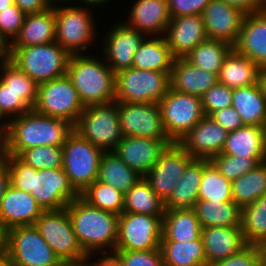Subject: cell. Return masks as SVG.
I'll use <instances>...</instances> for the list:
<instances>
[{
	"instance_id": "obj_9",
	"label": "cell",
	"mask_w": 266,
	"mask_h": 266,
	"mask_svg": "<svg viewBox=\"0 0 266 266\" xmlns=\"http://www.w3.org/2000/svg\"><path fill=\"white\" fill-rule=\"evenodd\" d=\"M84 105L67 75L38 84L33 110L39 114L65 119L75 125Z\"/></svg>"
},
{
	"instance_id": "obj_57",
	"label": "cell",
	"mask_w": 266,
	"mask_h": 266,
	"mask_svg": "<svg viewBox=\"0 0 266 266\" xmlns=\"http://www.w3.org/2000/svg\"><path fill=\"white\" fill-rule=\"evenodd\" d=\"M10 185V175L7 167L5 166L0 171V202L2 197L5 195V192Z\"/></svg>"
},
{
	"instance_id": "obj_34",
	"label": "cell",
	"mask_w": 266,
	"mask_h": 266,
	"mask_svg": "<svg viewBox=\"0 0 266 266\" xmlns=\"http://www.w3.org/2000/svg\"><path fill=\"white\" fill-rule=\"evenodd\" d=\"M193 209L202 228L241 227V208L234 202L198 200Z\"/></svg>"
},
{
	"instance_id": "obj_64",
	"label": "cell",
	"mask_w": 266,
	"mask_h": 266,
	"mask_svg": "<svg viewBox=\"0 0 266 266\" xmlns=\"http://www.w3.org/2000/svg\"><path fill=\"white\" fill-rule=\"evenodd\" d=\"M56 266H82V263H76V262H72V261H61Z\"/></svg>"
},
{
	"instance_id": "obj_58",
	"label": "cell",
	"mask_w": 266,
	"mask_h": 266,
	"mask_svg": "<svg viewBox=\"0 0 266 266\" xmlns=\"http://www.w3.org/2000/svg\"><path fill=\"white\" fill-rule=\"evenodd\" d=\"M4 118H7V116L3 113V111L0 109V120H3ZM7 122L0 123V140H2L5 135L7 134L8 127H9V119L6 120Z\"/></svg>"
},
{
	"instance_id": "obj_25",
	"label": "cell",
	"mask_w": 266,
	"mask_h": 266,
	"mask_svg": "<svg viewBox=\"0 0 266 266\" xmlns=\"http://www.w3.org/2000/svg\"><path fill=\"white\" fill-rule=\"evenodd\" d=\"M129 16L124 23L145 36H162L163 32L165 35L171 20L167 0H137Z\"/></svg>"
},
{
	"instance_id": "obj_7",
	"label": "cell",
	"mask_w": 266,
	"mask_h": 266,
	"mask_svg": "<svg viewBox=\"0 0 266 266\" xmlns=\"http://www.w3.org/2000/svg\"><path fill=\"white\" fill-rule=\"evenodd\" d=\"M5 258L14 266H56L61 262L34 225L6 230Z\"/></svg>"
},
{
	"instance_id": "obj_5",
	"label": "cell",
	"mask_w": 266,
	"mask_h": 266,
	"mask_svg": "<svg viewBox=\"0 0 266 266\" xmlns=\"http://www.w3.org/2000/svg\"><path fill=\"white\" fill-rule=\"evenodd\" d=\"M74 131L103 151H113L123 138L118 102L86 106L74 125Z\"/></svg>"
},
{
	"instance_id": "obj_38",
	"label": "cell",
	"mask_w": 266,
	"mask_h": 266,
	"mask_svg": "<svg viewBox=\"0 0 266 266\" xmlns=\"http://www.w3.org/2000/svg\"><path fill=\"white\" fill-rule=\"evenodd\" d=\"M241 229L248 245L266 247V194L241 208Z\"/></svg>"
},
{
	"instance_id": "obj_66",
	"label": "cell",
	"mask_w": 266,
	"mask_h": 266,
	"mask_svg": "<svg viewBox=\"0 0 266 266\" xmlns=\"http://www.w3.org/2000/svg\"><path fill=\"white\" fill-rule=\"evenodd\" d=\"M57 1H58V2H59V1L61 2V1H62L63 3H64V2H65V3H66V2L68 3V1L70 2V1H72V0H56V3H57ZM54 2H55V0H46V3L49 5V7H54V5H53ZM51 3H52V4H51Z\"/></svg>"
},
{
	"instance_id": "obj_52",
	"label": "cell",
	"mask_w": 266,
	"mask_h": 266,
	"mask_svg": "<svg viewBox=\"0 0 266 266\" xmlns=\"http://www.w3.org/2000/svg\"><path fill=\"white\" fill-rule=\"evenodd\" d=\"M211 0H167L171 18L186 15H202Z\"/></svg>"
},
{
	"instance_id": "obj_13",
	"label": "cell",
	"mask_w": 266,
	"mask_h": 266,
	"mask_svg": "<svg viewBox=\"0 0 266 266\" xmlns=\"http://www.w3.org/2000/svg\"><path fill=\"white\" fill-rule=\"evenodd\" d=\"M163 217L123 212L118 217L115 251H145L160 248Z\"/></svg>"
},
{
	"instance_id": "obj_20",
	"label": "cell",
	"mask_w": 266,
	"mask_h": 266,
	"mask_svg": "<svg viewBox=\"0 0 266 266\" xmlns=\"http://www.w3.org/2000/svg\"><path fill=\"white\" fill-rule=\"evenodd\" d=\"M103 53L106 63L116 74L117 72L133 67V56L143 42L144 35L138 30L127 26L124 21L117 23L107 33Z\"/></svg>"
},
{
	"instance_id": "obj_41",
	"label": "cell",
	"mask_w": 266,
	"mask_h": 266,
	"mask_svg": "<svg viewBox=\"0 0 266 266\" xmlns=\"http://www.w3.org/2000/svg\"><path fill=\"white\" fill-rule=\"evenodd\" d=\"M199 200L233 202L232 181L221 175L214 164L207 159H203Z\"/></svg>"
},
{
	"instance_id": "obj_65",
	"label": "cell",
	"mask_w": 266,
	"mask_h": 266,
	"mask_svg": "<svg viewBox=\"0 0 266 266\" xmlns=\"http://www.w3.org/2000/svg\"><path fill=\"white\" fill-rule=\"evenodd\" d=\"M6 57H7L6 47L0 41V61L3 60V59H5Z\"/></svg>"
},
{
	"instance_id": "obj_30",
	"label": "cell",
	"mask_w": 266,
	"mask_h": 266,
	"mask_svg": "<svg viewBox=\"0 0 266 266\" xmlns=\"http://www.w3.org/2000/svg\"><path fill=\"white\" fill-rule=\"evenodd\" d=\"M203 159H193L185 168L171 195L164 201L165 210L191 209L199 200Z\"/></svg>"
},
{
	"instance_id": "obj_47",
	"label": "cell",
	"mask_w": 266,
	"mask_h": 266,
	"mask_svg": "<svg viewBox=\"0 0 266 266\" xmlns=\"http://www.w3.org/2000/svg\"><path fill=\"white\" fill-rule=\"evenodd\" d=\"M25 16L15 4L0 11V41L5 47L18 35Z\"/></svg>"
},
{
	"instance_id": "obj_51",
	"label": "cell",
	"mask_w": 266,
	"mask_h": 266,
	"mask_svg": "<svg viewBox=\"0 0 266 266\" xmlns=\"http://www.w3.org/2000/svg\"><path fill=\"white\" fill-rule=\"evenodd\" d=\"M262 248L259 246L247 245L240 252L218 261L212 266H261Z\"/></svg>"
},
{
	"instance_id": "obj_55",
	"label": "cell",
	"mask_w": 266,
	"mask_h": 266,
	"mask_svg": "<svg viewBox=\"0 0 266 266\" xmlns=\"http://www.w3.org/2000/svg\"><path fill=\"white\" fill-rule=\"evenodd\" d=\"M14 3L25 15L43 12L50 8L46 0H14Z\"/></svg>"
},
{
	"instance_id": "obj_45",
	"label": "cell",
	"mask_w": 266,
	"mask_h": 266,
	"mask_svg": "<svg viewBox=\"0 0 266 266\" xmlns=\"http://www.w3.org/2000/svg\"><path fill=\"white\" fill-rule=\"evenodd\" d=\"M226 179L233 181L247 174L266 157H240L220 153L210 160Z\"/></svg>"
},
{
	"instance_id": "obj_15",
	"label": "cell",
	"mask_w": 266,
	"mask_h": 266,
	"mask_svg": "<svg viewBox=\"0 0 266 266\" xmlns=\"http://www.w3.org/2000/svg\"><path fill=\"white\" fill-rule=\"evenodd\" d=\"M30 194L44 211L64 209L80 196L63 168L37 170Z\"/></svg>"
},
{
	"instance_id": "obj_68",
	"label": "cell",
	"mask_w": 266,
	"mask_h": 266,
	"mask_svg": "<svg viewBox=\"0 0 266 266\" xmlns=\"http://www.w3.org/2000/svg\"><path fill=\"white\" fill-rule=\"evenodd\" d=\"M0 266H14L8 259H3L0 261Z\"/></svg>"
},
{
	"instance_id": "obj_36",
	"label": "cell",
	"mask_w": 266,
	"mask_h": 266,
	"mask_svg": "<svg viewBox=\"0 0 266 266\" xmlns=\"http://www.w3.org/2000/svg\"><path fill=\"white\" fill-rule=\"evenodd\" d=\"M160 250L165 266H206L201 237L187 242L161 241Z\"/></svg>"
},
{
	"instance_id": "obj_16",
	"label": "cell",
	"mask_w": 266,
	"mask_h": 266,
	"mask_svg": "<svg viewBox=\"0 0 266 266\" xmlns=\"http://www.w3.org/2000/svg\"><path fill=\"white\" fill-rule=\"evenodd\" d=\"M193 158L176 142L168 145L154 167L144 176L151 189L165 201Z\"/></svg>"
},
{
	"instance_id": "obj_43",
	"label": "cell",
	"mask_w": 266,
	"mask_h": 266,
	"mask_svg": "<svg viewBox=\"0 0 266 266\" xmlns=\"http://www.w3.org/2000/svg\"><path fill=\"white\" fill-rule=\"evenodd\" d=\"M80 197L89 205L120 215L123 213L125 194L98 180L89 185Z\"/></svg>"
},
{
	"instance_id": "obj_63",
	"label": "cell",
	"mask_w": 266,
	"mask_h": 266,
	"mask_svg": "<svg viewBox=\"0 0 266 266\" xmlns=\"http://www.w3.org/2000/svg\"><path fill=\"white\" fill-rule=\"evenodd\" d=\"M14 0H0V11L14 5Z\"/></svg>"
},
{
	"instance_id": "obj_23",
	"label": "cell",
	"mask_w": 266,
	"mask_h": 266,
	"mask_svg": "<svg viewBox=\"0 0 266 266\" xmlns=\"http://www.w3.org/2000/svg\"><path fill=\"white\" fill-rule=\"evenodd\" d=\"M233 48L260 69L266 67V10L245 15Z\"/></svg>"
},
{
	"instance_id": "obj_44",
	"label": "cell",
	"mask_w": 266,
	"mask_h": 266,
	"mask_svg": "<svg viewBox=\"0 0 266 266\" xmlns=\"http://www.w3.org/2000/svg\"><path fill=\"white\" fill-rule=\"evenodd\" d=\"M26 165L36 170L58 169L63 167L62 146H37L23 150L17 156Z\"/></svg>"
},
{
	"instance_id": "obj_18",
	"label": "cell",
	"mask_w": 266,
	"mask_h": 266,
	"mask_svg": "<svg viewBox=\"0 0 266 266\" xmlns=\"http://www.w3.org/2000/svg\"><path fill=\"white\" fill-rule=\"evenodd\" d=\"M247 13L221 0H211L204 8L202 18L208 39L237 42Z\"/></svg>"
},
{
	"instance_id": "obj_12",
	"label": "cell",
	"mask_w": 266,
	"mask_h": 266,
	"mask_svg": "<svg viewBox=\"0 0 266 266\" xmlns=\"http://www.w3.org/2000/svg\"><path fill=\"white\" fill-rule=\"evenodd\" d=\"M53 8L56 22L55 42L70 55L81 54L80 51H85L95 40L93 37H96L91 12L87 8L74 5Z\"/></svg>"
},
{
	"instance_id": "obj_24",
	"label": "cell",
	"mask_w": 266,
	"mask_h": 266,
	"mask_svg": "<svg viewBox=\"0 0 266 266\" xmlns=\"http://www.w3.org/2000/svg\"><path fill=\"white\" fill-rule=\"evenodd\" d=\"M206 266H212L243 250L248 244L241 227L214 226L201 229Z\"/></svg>"
},
{
	"instance_id": "obj_50",
	"label": "cell",
	"mask_w": 266,
	"mask_h": 266,
	"mask_svg": "<svg viewBox=\"0 0 266 266\" xmlns=\"http://www.w3.org/2000/svg\"><path fill=\"white\" fill-rule=\"evenodd\" d=\"M0 109L10 118L26 113L32 108L21 98L0 81ZM14 114V115H13ZM13 116V117H12Z\"/></svg>"
},
{
	"instance_id": "obj_19",
	"label": "cell",
	"mask_w": 266,
	"mask_h": 266,
	"mask_svg": "<svg viewBox=\"0 0 266 266\" xmlns=\"http://www.w3.org/2000/svg\"><path fill=\"white\" fill-rule=\"evenodd\" d=\"M228 133L210 116H204L178 144L193 159L211 160L221 153Z\"/></svg>"
},
{
	"instance_id": "obj_26",
	"label": "cell",
	"mask_w": 266,
	"mask_h": 266,
	"mask_svg": "<svg viewBox=\"0 0 266 266\" xmlns=\"http://www.w3.org/2000/svg\"><path fill=\"white\" fill-rule=\"evenodd\" d=\"M217 74L196 67L185 58H175L169 75L170 89L202 98L218 83Z\"/></svg>"
},
{
	"instance_id": "obj_46",
	"label": "cell",
	"mask_w": 266,
	"mask_h": 266,
	"mask_svg": "<svg viewBox=\"0 0 266 266\" xmlns=\"http://www.w3.org/2000/svg\"><path fill=\"white\" fill-rule=\"evenodd\" d=\"M6 167L10 175V185L24 192H32L33 174L37 170L26 165L17 156L8 155Z\"/></svg>"
},
{
	"instance_id": "obj_56",
	"label": "cell",
	"mask_w": 266,
	"mask_h": 266,
	"mask_svg": "<svg viewBox=\"0 0 266 266\" xmlns=\"http://www.w3.org/2000/svg\"><path fill=\"white\" fill-rule=\"evenodd\" d=\"M89 258L91 257H88L83 261L82 266H124L113 254L112 255L107 254L106 256H103L101 259L99 258L98 261H96V263L94 264L88 263Z\"/></svg>"
},
{
	"instance_id": "obj_49",
	"label": "cell",
	"mask_w": 266,
	"mask_h": 266,
	"mask_svg": "<svg viewBox=\"0 0 266 266\" xmlns=\"http://www.w3.org/2000/svg\"><path fill=\"white\" fill-rule=\"evenodd\" d=\"M113 255L124 266H165L161 250L114 251Z\"/></svg>"
},
{
	"instance_id": "obj_10",
	"label": "cell",
	"mask_w": 266,
	"mask_h": 266,
	"mask_svg": "<svg viewBox=\"0 0 266 266\" xmlns=\"http://www.w3.org/2000/svg\"><path fill=\"white\" fill-rule=\"evenodd\" d=\"M34 226L61 261L83 263L88 258L76 239L66 208L44 211Z\"/></svg>"
},
{
	"instance_id": "obj_32",
	"label": "cell",
	"mask_w": 266,
	"mask_h": 266,
	"mask_svg": "<svg viewBox=\"0 0 266 266\" xmlns=\"http://www.w3.org/2000/svg\"><path fill=\"white\" fill-rule=\"evenodd\" d=\"M259 72L251 59L233 48L218 71V82L230 88L252 86L259 83Z\"/></svg>"
},
{
	"instance_id": "obj_28",
	"label": "cell",
	"mask_w": 266,
	"mask_h": 266,
	"mask_svg": "<svg viewBox=\"0 0 266 266\" xmlns=\"http://www.w3.org/2000/svg\"><path fill=\"white\" fill-rule=\"evenodd\" d=\"M221 153L240 157H266V127L243 125L230 131Z\"/></svg>"
},
{
	"instance_id": "obj_6",
	"label": "cell",
	"mask_w": 266,
	"mask_h": 266,
	"mask_svg": "<svg viewBox=\"0 0 266 266\" xmlns=\"http://www.w3.org/2000/svg\"><path fill=\"white\" fill-rule=\"evenodd\" d=\"M170 73L129 68L115 74V101L158 103L170 88Z\"/></svg>"
},
{
	"instance_id": "obj_31",
	"label": "cell",
	"mask_w": 266,
	"mask_h": 266,
	"mask_svg": "<svg viewBox=\"0 0 266 266\" xmlns=\"http://www.w3.org/2000/svg\"><path fill=\"white\" fill-rule=\"evenodd\" d=\"M201 225L195 210H165L161 241L187 242L201 237Z\"/></svg>"
},
{
	"instance_id": "obj_54",
	"label": "cell",
	"mask_w": 266,
	"mask_h": 266,
	"mask_svg": "<svg viewBox=\"0 0 266 266\" xmlns=\"http://www.w3.org/2000/svg\"><path fill=\"white\" fill-rule=\"evenodd\" d=\"M225 3L238 7L246 13L266 10V0H221Z\"/></svg>"
},
{
	"instance_id": "obj_62",
	"label": "cell",
	"mask_w": 266,
	"mask_h": 266,
	"mask_svg": "<svg viewBox=\"0 0 266 266\" xmlns=\"http://www.w3.org/2000/svg\"><path fill=\"white\" fill-rule=\"evenodd\" d=\"M78 1H80L81 2V4L82 3H84V5H85V3L87 4V7L89 6V5H94L93 7H95V5L97 6V5H103L104 3H107V1H109V0H78Z\"/></svg>"
},
{
	"instance_id": "obj_2",
	"label": "cell",
	"mask_w": 266,
	"mask_h": 266,
	"mask_svg": "<svg viewBox=\"0 0 266 266\" xmlns=\"http://www.w3.org/2000/svg\"><path fill=\"white\" fill-rule=\"evenodd\" d=\"M65 208L76 239L88 257L94 253L93 256H97V253L104 256L107 253L108 255L114 253L118 236L119 215L93 207L80 196L71 201ZM106 247L110 250L109 252L104 250Z\"/></svg>"
},
{
	"instance_id": "obj_3",
	"label": "cell",
	"mask_w": 266,
	"mask_h": 266,
	"mask_svg": "<svg viewBox=\"0 0 266 266\" xmlns=\"http://www.w3.org/2000/svg\"><path fill=\"white\" fill-rule=\"evenodd\" d=\"M66 75L84 107L115 101V73L105 60L82 53L71 55Z\"/></svg>"
},
{
	"instance_id": "obj_42",
	"label": "cell",
	"mask_w": 266,
	"mask_h": 266,
	"mask_svg": "<svg viewBox=\"0 0 266 266\" xmlns=\"http://www.w3.org/2000/svg\"><path fill=\"white\" fill-rule=\"evenodd\" d=\"M0 81L9 87L33 109L38 92V84L27 74L21 71L7 57L0 61Z\"/></svg>"
},
{
	"instance_id": "obj_60",
	"label": "cell",
	"mask_w": 266,
	"mask_h": 266,
	"mask_svg": "<svg viewBox=\"0 0 266 266\" xmlns=\"http://www.w3.org/2000/svg\"><path fill=\"white\" fill-rule=\"evenodd\" d=\"M7 151L2 142H0V171L6 166L7 161Z\"/></svg>"
},
{
	"instance_id": "obj_17",
	"label": "cell",
	"mask_w": 266,
	"mask_h": 266,
	"mask_svg": "<svg viewBox=\"0 0 266 266\" xmlns=\"http://www.w3.org/2000/svg\"><path fill=\"white\" fill-rule=\"evenodd\" d=\"M170 139L123 136L113 152L133 171L144 177L157 163Z\"/></svg>"
},
{
	"instance_id": "obj_14",
	"label": "cell",
	"mask_w": 266,
	"mask_h": 266,
	"mask_svg": "<svg viewBox=\"0 0 266 266\" xmlns=\"http://www.w3.org/2000/svg\"><path fill=\"white\" fill-rule=\"evenodd\" d=\"M118 111L123 136L169 139L158 103L118 102Z\"/></svg>"
},
{
	"instance_id": "obj_35",
	"label": "cell",
	"mask_w": 266,
	"mask_h": 266,
	"mask_svg": "<svg viewBox=\"0 0 266 266\" xmlns=\"http://www.w3.org/2000/svg\"><path fill=\"white\" fill-rule=\"evenodd\" d=\"M142 179L137 172L129 168L113 151H104L97 180L120 190L124 194Z\"/></svg>"
},
{
	"instance_id": "obj_11",
	"label": "cell",
	"mask_w": 266,
	"mask_h": 266,
	"mask_svg": "<svg viewBox=\"0 0 266 266\" xmlns=\"http://www.w3.org/2000/svg\"><path fill=\"white\" fill-rule=\"evenodd\" d=\"M158 105L165 132L176 143L205 116L201 98L170 88Z\"/></svg>"
},
{
	"instance_id": "obj_22",
	"label": "cell",
	"mask_w": 266,
	"mask_h": 266,
	"mask_svg": "<svg viewBox=\"0 0 266 266\" xmlns=\"http://www.w3.org/2000/svg\"><path fill=\"white\" fill-rule=\"evenodd\" d=\"M164 37L174 58H184L198 44L208 39L202 15L171 18Z\"/></svg>"
},
{
	"instance_id": "obj_53",
	"label": "cell",
	"mask_w": 266,
	"mask_h": 266,
	"mask_svg": "<svg viewBox=\"0 0 266 266\" xmlns=\"http://www.w3.org/2000/svg\"><path fill=\"white\" fill-rule=\"evenodd\" d=\"M210 117L228 132L235 131L244 125L239 113L232 106L215 111Z\"/></svg>"
},
{
	"instance_id": "obj_4",
	"label": "cell",
	"mask_w": 266,
	"mask_h": 266,
	"mask_svg": "<svg viewBox=\"0 0 266 266\" xmlns=\"http://www.w3.org/2000/svg\"><path fill=\"white\" fill-rule=\"evenodd\" d=\"M7 58L37 84L66 75L70 54L57 42L6 47Z\"/></svg>"
},
{
	"instance_id": "obj_40",
	"label": "cell",
	"mask_w": 266,
	"mask_h": 266,
	"mask_svg": "<svg viewBox=\"0 0 266 266\" xmlns=\"http://www.w3.org/2000/svg\"><path fill=\"white\" fill-rule=\"evenodd\" d=\"M233 45L222 40L207 39L198 44L184 58L192 65L211 73H218Z\"/></svg>"
},
{
	"instance_id": "obj_37",
	"label": "cell",
	"mask_w": 266,
	"mask_h": 266,
	"mask_svg": "<svg viewBox=\"0 0 266 266\" xmlns=\"http://www.w3.org/2000/svg\"><path fill=\"white\" fill-rule=\"evenodd\" d=\"M123 212L163 217L165 205L164 201L157 196L150 184L142 177L125 193Z\"/></svg>"
},
{
	"instance_id": "obj_59",
	"label": "cell",
	"mask_w": 266,
	"mask_h": 266,
	"mask_svg": "<svg viewBox=\"0 0 266 266\" xmlns=\"http://www.w3.org/2000/svg\"><path fill=\"white\" fill-rule=\"evenodd\" d=\"M6 231L0 227V261L5 259Z\"/></svg>"
},
{
	"instance_id": "obj_29",
	"label": "cell",
	"mask_w": 266,
	"mask_h": 266,
	"mask_svg": "<svg viewBox=\"0 0 266 266\" xmlns=\"http://www.w3.org/2000/svg\"><path fill=\"white\" fill-rule=\"evenodd\" d=\"M232 99L244 125L266 127V96L260 83L233 88Z\"/></svg>"
},
{
	"instance_id": "obj_48",
	"label": "cell",
	"mask_w": 266,
	"mask_h": 266,
	"mask_svg": "<svg viewBox=\"0 0 266 266\" xmlns=\"http://www.w3.org/2000/svg\"><path fill=\"white\" fill-rule=\"evenodd\" d=\"M233 88L224 84L216 83L209 88L202 96V109L205 116H210L213 112L226 107H231Z\"/></svg>"
},
{
	"instance_id": "obj_61",
	"label": "cell",
	"mask_w": 266,
	"mask_h": 266,
	"mask_svg": "<svg viewBox=\"0 0 266 266\" xmlns=\"http://www.w3.org/2000/svg\"><path fill=\"white\" fill-rule=\"evenodd\" d=\"M259 83L262 87V90H263L265 96H266V67L260 69Z\"/></svg>"
},
{
	"instance_id": "obj_1",
	"label": "cell",
	"mask_w": 266,
	"mask_h": 266,
	"mask_svg": "<svg viewBox=\"0 0 266 266\" xmlns=\"http://www.w3.org/2000/svg\"><path fill=\"white\" fill-rule=\"evenodd\" d=\"M74 131L65 119L45 116L33 109L11 118L7 134L1 140L8 155L18 156L23 150L37 146H63Z\"/></svg>"
},
{
	"instance_id": "obj_67",
	"label": "cell",
	"mask_w": 266,
	"mask_h": 266,
	"mask_svg": "<svg viewBox=\"0 0 266 266\" xmlns=\"http://www.w3.org/2000/svg\"><path fill=\"white\" fill-rule=\"evenodd\" d=\"M261 266H266V247L262 248V264Z\"/></svg>"
},
{
	"instance_id": "obj_8",
	"label": "cell",
	"mask_w": 266,
	"mask_h": 266,
	"mask_svg": "<svg viewBox=\"0 0 266 266\" xmlns=\"http://www.w3.org/2000/svg\"><path fill=\"white\" fill-rule=\"evenodd\" d=\"M63 147V169L70 184L81 194L98 178L103 150L73 131Z\"/></svg>"
},
{
	"instance_id": "obj_39",
	"label": "cell",
	"mask_w": 266,
	"mask_h": 266,
	"mask_svg": "<svg viewBox=\"0 0 266 266\" xmlns=\"http://www.w3.org/2000/svg\"><path fill=\"white\" fill-rule=\"evenodd\" d=\"M266 194V161L232 181V198L240 208Z\"/></svg>"
},
{
	"instance_id": "obj_27",
	"label": "cell",
	"mask_w": 266,
	"mask_h": 266,
	"mask_svg": "<svg viewBox=\"0 0 266 266\" xmlns=\"http://www.w3.org/2000/svg\"><path fill=\"white\" fill-rule=\"evenodd\" d=\"M56 22L53 7L43 12L27 14L23 25L7 47H27L55 42Z\"/></svg>"
},
{
	"instance_id": "obj_21",
	"label": "cell",
	"mask_w": 266,
	"mask_h": 266,
	"mask_svg": "<svg viewBox=\"0 0 266 266\" xmlns=\"http://www.w3.org/2000/svg\"><path fill=\"white\" fill-rule=\"evenodd\" d=\"M44 212L33 196L9 185L0 202V227L34 225Z\"/></svg>"
},
{
	"instance_id": "obj_33",
	"label": "cell",
	"mask_w": 266,
	"mask_h": 266,
	"mask_svg": "<svg viewBox=\"0 0 266 266\" xmlns=\"http://www.w3.org/2000/svg\"><path fill=\"white\" fill-rule=\"evenodd\" d=\"M146 38L133 56V68L170 73L175 58L165 37Z\"/></svg>"
}]
</instances>
